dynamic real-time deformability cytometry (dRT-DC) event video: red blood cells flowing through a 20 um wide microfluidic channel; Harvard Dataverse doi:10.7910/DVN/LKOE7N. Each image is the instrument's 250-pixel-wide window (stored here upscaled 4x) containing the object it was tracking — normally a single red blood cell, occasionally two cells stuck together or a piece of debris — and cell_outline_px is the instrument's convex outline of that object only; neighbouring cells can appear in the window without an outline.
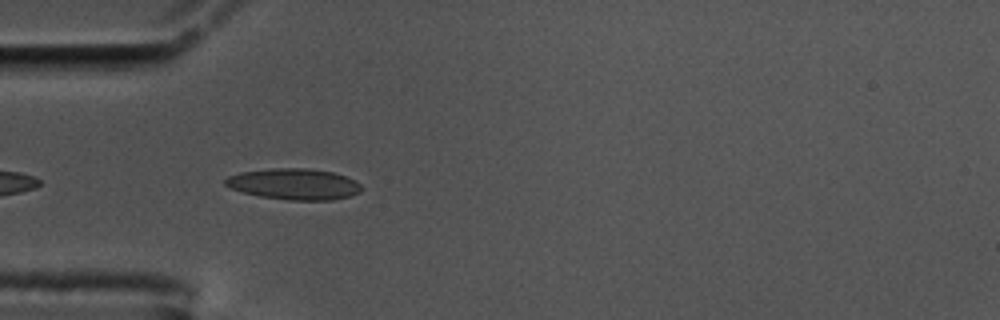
{"species": "common noctule bat (a hibernating species)", "species_latin": "Nyctalus noctula", "temperature_condition": "cold", "stored_images_in_passage": 5, "camera_frame_rate_fps": 3000, "um_per_image_px": 0.085, "animal": {"sex": "male", "body_mass_g": 17.5, "forearm_length_mm": 52.3}, "frame": {"image": 1, "passage_image": 3, "time_ms": 0.667, "image_size_px": [1000, 320], "cell_outline_px": [[360, 192], [348, 196], [332, 200], [288, 200], [260, 196], [244, 192], [232, 188], [224, 184], [224, 180], [228, 176], [240, 172], [272, 168], [308, 168], [332, 172], [344, 176], [360, 184]], "centroid_in_image_um": [24.96, 15.64], "position_along_channel_um": 60.0, "area_um2": 24.39}}